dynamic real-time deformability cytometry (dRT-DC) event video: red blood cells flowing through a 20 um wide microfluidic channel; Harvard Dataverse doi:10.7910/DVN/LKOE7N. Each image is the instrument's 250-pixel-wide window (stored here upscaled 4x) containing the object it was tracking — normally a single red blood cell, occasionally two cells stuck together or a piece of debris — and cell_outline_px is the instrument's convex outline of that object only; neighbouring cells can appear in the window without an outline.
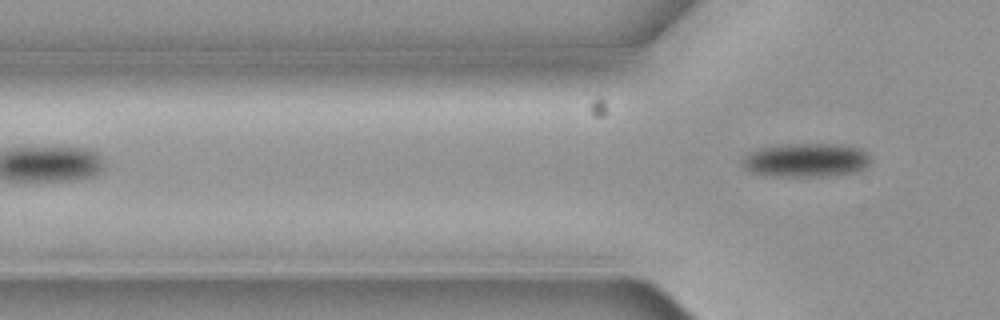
{"species": "common noctule bat (a hibernating species)", "species_latin": "Nyctalus noctula", "temperature_condition": "cold", "stored_images_in_passage": 2, "camera_frame_rate_fps": 3000, "um_per_image_px": 0.085, "animal": {"sex": "female", "body_mass_g": 19.3, "forearm_length_mm": 54.1}, "frame": {"image": 1, "passage_image": 2, "time_ms": 0.333, "image_size_px": [1000, 320], "cell_outline_px": [[868, 164], [864, 168], [856, 172], [836, 176], [764, 176], [752, 172], [744, 168], [740, 164], [744, 156], [748, 152], [760, 148], [784, 144], [832, 144], [860, 148], [868, 156]], "centroid_in_image_um": [68.45, 13.63], "position_along_channel_um": 57.4, "area_um2": 25.37}}